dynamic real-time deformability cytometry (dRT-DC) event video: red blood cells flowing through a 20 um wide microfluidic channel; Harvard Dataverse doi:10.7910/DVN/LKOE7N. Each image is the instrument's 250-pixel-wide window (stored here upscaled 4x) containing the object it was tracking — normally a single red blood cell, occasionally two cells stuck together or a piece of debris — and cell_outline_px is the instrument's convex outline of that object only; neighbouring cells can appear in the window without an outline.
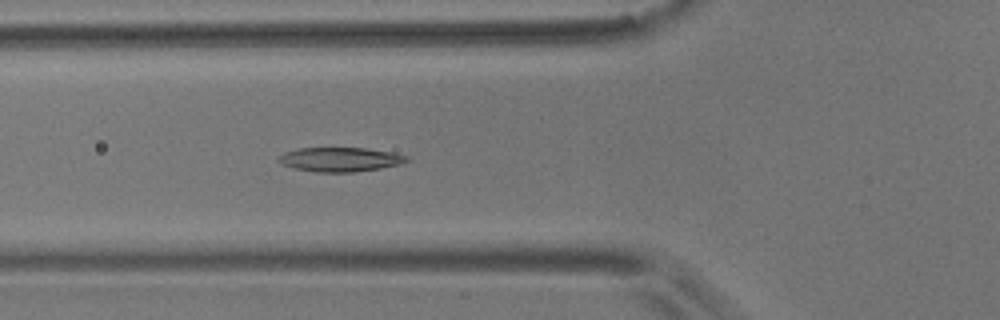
{"species": "common noctule bat (a hibernating species)", "species_latin": "Nyctalus noctula", "temperature_condition": "room temperature", "stored_images_in_passage": 57, "segment_of_instrument_passage": [1, 2], "camera_frame_rate_fps": 3000, "um_per_image_px": 0.085, "animal": {"sex": "male", "body_mass_g": 17.9}, "frame": {"image": 1, "passage_image": 20, "time_ms": 6.333, "image_size_px": [1000, 320], "cell_outline_px": [[412, 160], [400, 164], [380, 168], [356, 172], [316, 172], [296, 168], [280, 164], [276, 160], [276, 156], [284, 152], [300, 148], [364, 148], [392, 152], [408, 156]], "centroid_in_image_um": [28.9, 13.55], "position_along_channel_um": 96.9, "area_um2": 18.26}}
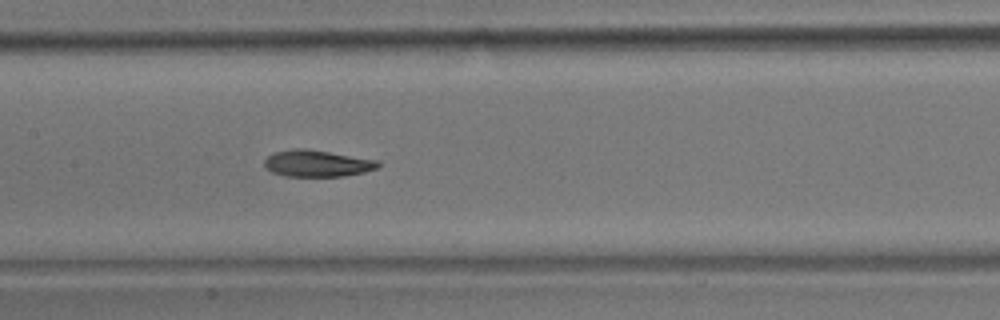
{"frame": {"image": 2, "passage_image": 27, "time_ms": 8.667, "image_size_px": [1000, 320], "cell_outline_px": [[380, 164], [376, 168], [364, 172], [344, 176], [284, 176], [272, 172], [264, 168], [264, 160], [268, 156], [276, 152], [292, 148], [308, 148], [380, 160]], "centroid_in_image_um": [26.95, 13.88], "position_along_channel_um": 180.4, "area_um2": 17.86}}
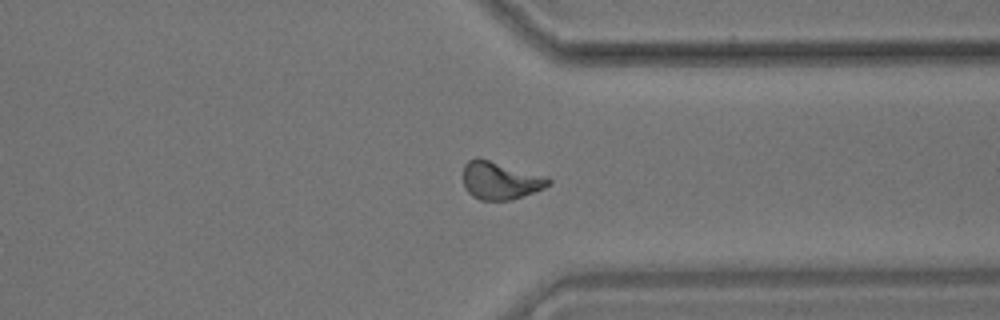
{"frame": {"image": 3, "passage_image": 43, "time_ms": 14.0, "image_size_px": [1000, 320], "cell_outline_px": [[552, 180], [544, 188], [512, 200], [480, 200], [472, 196], [464, 188], [464, 164], [468, 160], [476, 156], [548, 176]], "centroid_in_image_um": [42.52, 15.33], "position_along_channel_um": 368.9, "area_um2": 18.96}}